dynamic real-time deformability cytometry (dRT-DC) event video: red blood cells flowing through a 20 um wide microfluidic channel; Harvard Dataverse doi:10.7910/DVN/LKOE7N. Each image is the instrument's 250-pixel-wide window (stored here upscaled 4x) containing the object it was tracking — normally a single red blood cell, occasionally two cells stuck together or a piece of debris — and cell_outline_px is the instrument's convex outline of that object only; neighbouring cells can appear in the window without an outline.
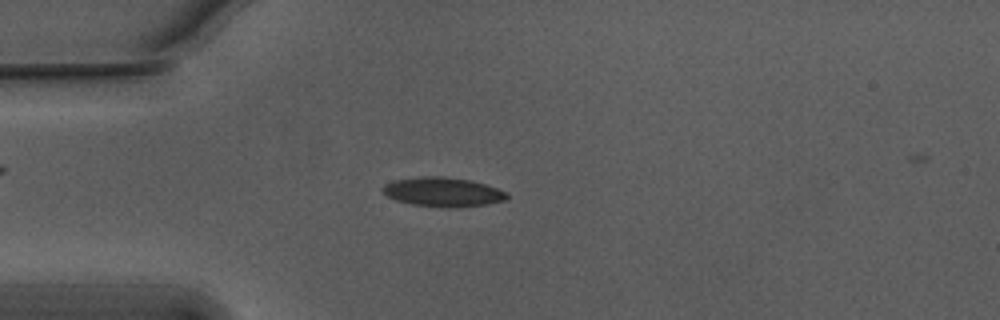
{"species": "Egyptian fruit bat (a non-hibernating species)", "species_latin": "Rousettus aegyptiacus", "temperature_condition": "warm", "stored_images_in_passage": 54, "camera_frame_rate_fps": 3000, "um_per_image_px": 0.085, "animal": {"sex": "male"}, "frame": {"image": 1, "passage_image": 14, "time_ms": 4.333, "image_size_px": [1000, 320], "cell_outline_px": [[508, 196], [504, 200], [488, 204], [460, 208], [440, 208], [412, 204], [396, 200], [388, 196], [380, 188], [384, 184], [396, 180], [420, 176], [444, 176], [468, 180], [484, 184], [508, 192]], "centroid_in_image_um": [37.64, 16.33], "position_along_channel_um": 47.4, "area_um2": 21.33}}
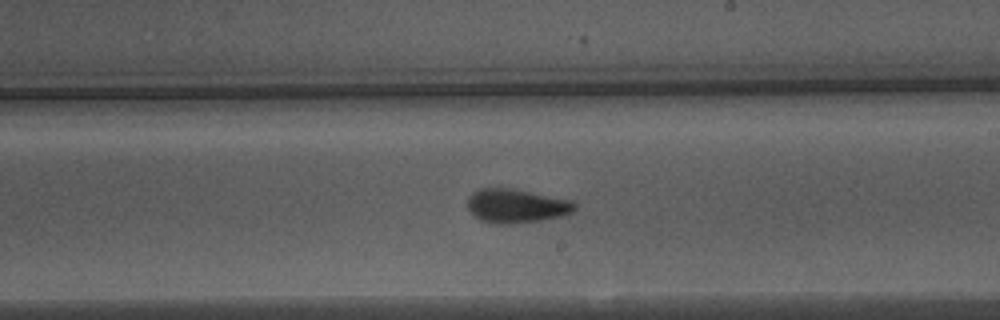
{"frame": {"image": 2, "passage_image": 31, "time_ms": 10.0, "image_size_px": [1000, 320], "cell_outline_px": [[576, 208], [572, 212], [560, 216], [540, 220], [512, 224], [496, 224], [480, 220], [468, 208], [468, 196], [472, 192], [480, 188], [508, 188], [568, 200], [576, 204]], "centroid_in_image_um": [43.83, 17.51], "position_along_channel_um": 245.2, "area_um2": 20.75}}
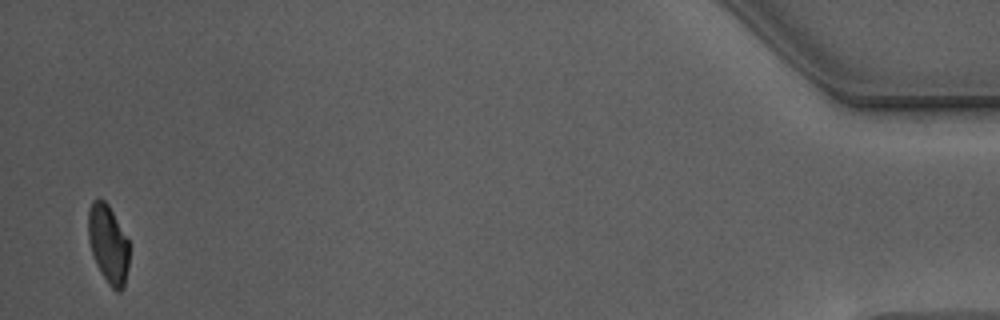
{"frame": {"image": 3, "passage_image": 53, "time_ms": 17.333, "image_size_px": [1000, 320], "cell_outline_px": [[128, 268], [124, 288], [120, 292], [116, 292], [108, 284], [100, 272], [96, 264], [88, 240], [88, 212], [92, 200], [104, 200], [108, 204], [128, 240]], "centroid_in_image_um": [9.19, 20.78], "position_along_channel_um": 426.0, "area_um2": 18.67}}